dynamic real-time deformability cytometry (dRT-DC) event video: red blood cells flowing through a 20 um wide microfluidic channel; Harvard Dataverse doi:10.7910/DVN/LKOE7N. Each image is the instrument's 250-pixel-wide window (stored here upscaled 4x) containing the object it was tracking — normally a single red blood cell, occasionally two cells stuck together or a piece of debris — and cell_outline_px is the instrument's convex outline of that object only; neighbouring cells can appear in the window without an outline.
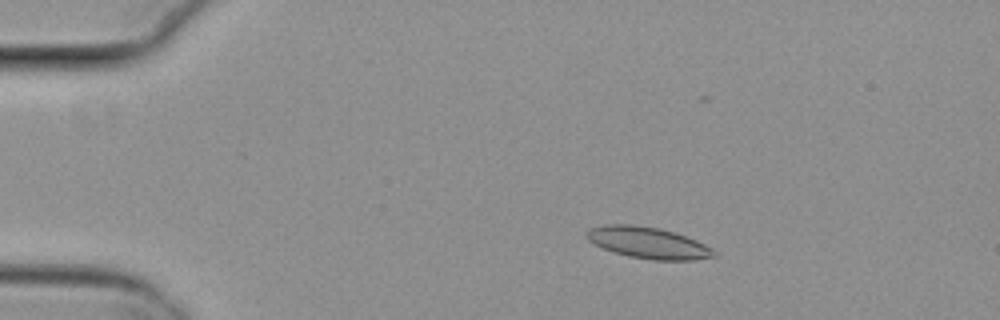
{"species": "common noctule bat (a hibernating species)", "species_latin": "Nyctalus noctula", "temperature_condition": "cold", "stored_images_in_passage": 54, "camera_frame_rate_fps": 3000, "um_per_image_px": 0.085, "animal": {"sex": "female", "body_mass_g": 29.2, "forearm_length_mm": 56.3}, "frame": {"image": 1, "passage_image": 10, "time_ms": 3.0, "image_size_px": [1000, 320], "cell_outline_px": [[716, 256], [696, 260], [652, 260], [628, 256], [604, 248], [588, 240], [584, 236], [584, 232], [588, 228], [608, 224], [632, 224], [660, 228], [696, 240], [712, 248], [716, 252]], "centroid_in_image_um": [55.07, 20.63], "position_along_channel_um": 29.9, "area_um2": 23.29}}
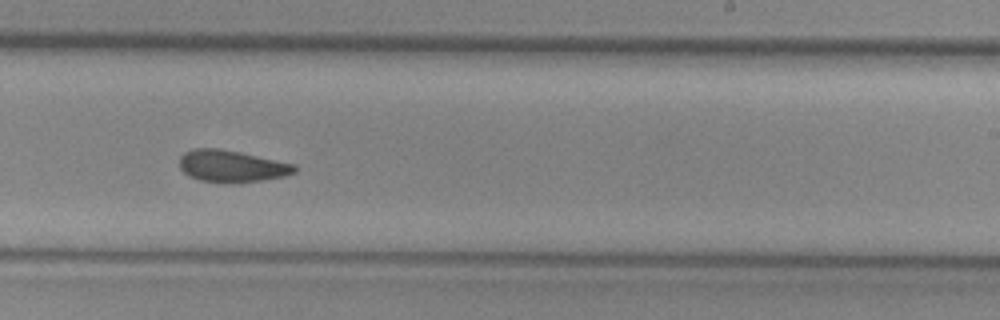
{"frame": {"image": 2, "passage_image": 34, "time_ms": 11.0, "image_size_px": [1000, 320], "cell_outline_px": [[296, 172], [284, 176], [264, 180], [240, 184], [224, 184], [200, 180], [188, 176], [180, 168], [180, 156], [184, 152], [192, 148], [220, 148], [240, 152], [296, 164]], "centroid_in_image_um": [19.69, 14.14], "position_along_channel_um": 269.3, "area_um2": 21.91}}
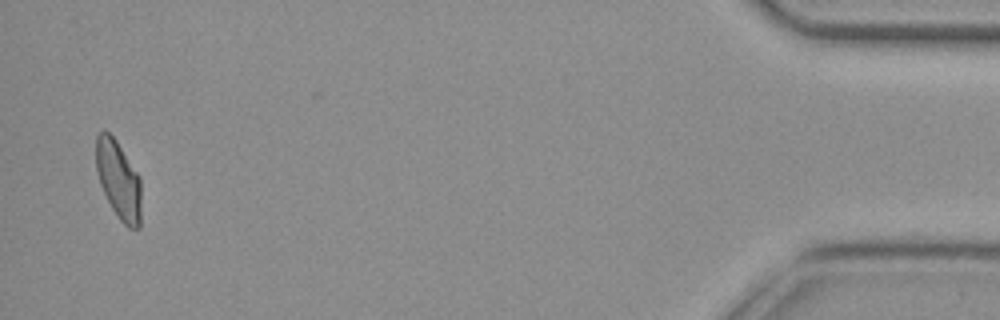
{"frame": {"image": 3, "passage_image": 53, "time_ms": 17.333, "image_size_px": [1000, 320], "cell_outline_px": [[140, 228], [128, 228], [120, 220], [112, 208], [100, 184], [96, 172], [96, 136], [104, 128], [116, 140], [140, 176]], "centroid_in_image_um": [10.07, 15.27], "position_along_channel_um": 425.1, "area_um2": 20.58}, "authors_computed_cell_mechanics": {"area_um2": 21.6172, "velocity_mm_per_s": 3.8085, "shape_relaxation_time_tau1_ms": 10.749, "shape_relaxation_time_tau2_ms": 4.5607, "deformation_change_tau1": 0.1942, "deformation_change_tau2": 0.098}}